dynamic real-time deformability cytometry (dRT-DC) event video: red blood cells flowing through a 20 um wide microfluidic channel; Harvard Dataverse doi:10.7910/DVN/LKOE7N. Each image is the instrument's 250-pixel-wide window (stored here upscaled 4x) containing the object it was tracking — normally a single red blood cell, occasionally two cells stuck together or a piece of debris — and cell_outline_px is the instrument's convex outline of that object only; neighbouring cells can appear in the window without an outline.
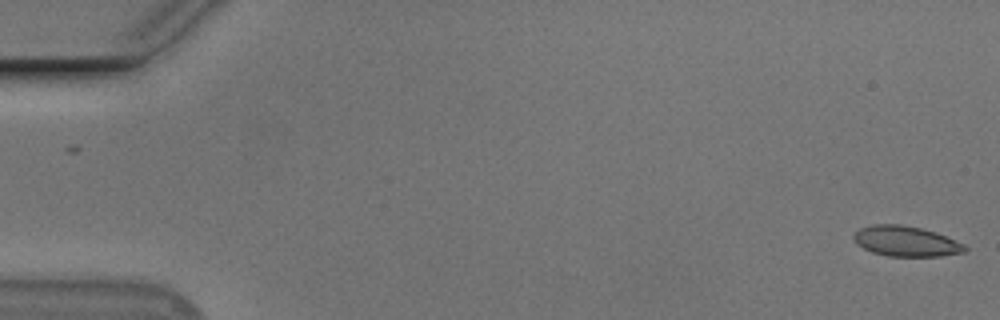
{"species": "Egyptian fruit bat (a non-hibernating species)", "species_latin": "Rousettus aegyptiacus", "temperature_condition": "cold", "stored_images_in_passage": 53, "camera_frame_rate_fps": 3000, "um_per_image_px": 0.085, "animal": {"sex": "male"}, "frame": {"image": 1, "passage_image": 1, "time_ms": 0.0, "image_size_px": [1000, 320], "cell_outline_px": [[968, 248], [964, 252], [940, 256], [888, 256], [872, 252], [856, 244], [852, 240], [852, 236], [860, 228], [872, 224], [900, 224], [920, 228], [936, 232], [964, 244]], "centroid_in_image_um": [76.97, 20.5], "position_along_channel_um": 8.0, "area_um2": 19.65}}
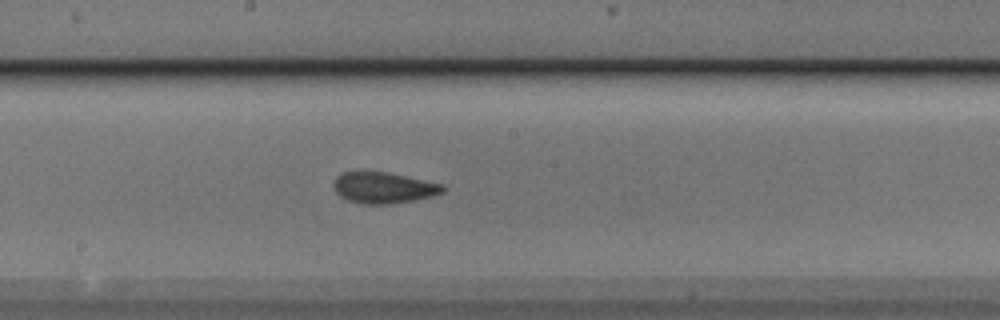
{"frame": {"image": 2, "passage_image": 30, "time_ms": 9.667, "image_size_px": [1000, 320], "cell_outline_px": [[448, 188], [444, 192], [432, 196], [412, 200], [388, 204], [364, 204], [344, 200], [336, 192], [336, 176], [344, 172], [388, 172], [444, 184]], "centroid_in_image_um": [32.66, 15.96], "position_along_channel_um": 215.5, "area_um2": 19.71}}
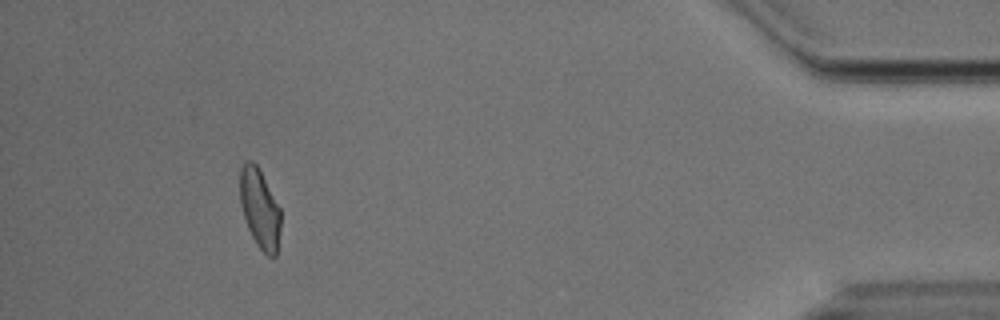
{"frame": {"image": 3, "passage_image": 51, "time_ms": 16.667, "image_size_px": [1000, 320], "cell_outline_px": [[280, 228], [276, 256], [268, 256], [256, 244], [248, 228], [240, 204], [240, 168], [248, 160], [252, 160], [256, 164], [280, 208]], "centroid_in_image_um": [22.07, 17.73], "position_along_channel_um": 413.1, "area_um2": 18.55}, "authors_computed_cell_mechanics": {"area_um2": 19.7676, "velocity_mm_per_s": 3.7067, "shape_relaxation_time_tau1_ms": 6.3894, "shape_relaxation_time_tau2_ms": 1.491, "deformation_change_tau1": 0.1465, "deformation_change_tau2": 0.0689}}